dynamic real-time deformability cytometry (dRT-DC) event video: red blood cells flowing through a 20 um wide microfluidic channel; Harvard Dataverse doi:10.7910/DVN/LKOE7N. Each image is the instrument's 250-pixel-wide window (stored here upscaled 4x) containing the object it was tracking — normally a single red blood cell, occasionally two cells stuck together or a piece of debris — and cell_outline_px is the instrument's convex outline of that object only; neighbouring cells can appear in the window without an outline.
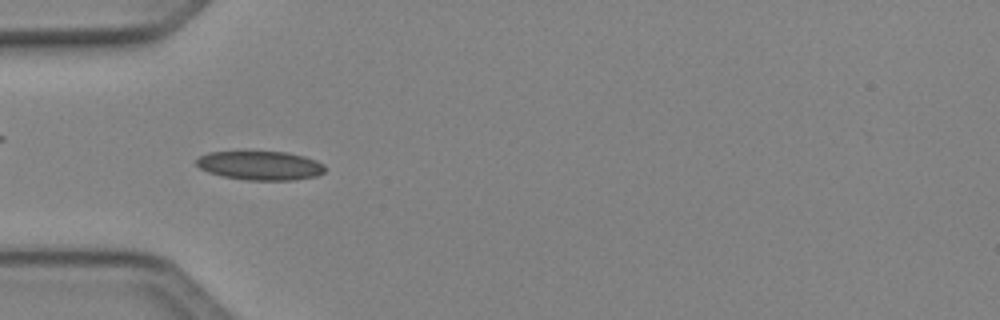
{"species": "Egyptian fruit bat (a non-hibernating species)", "species_latin": "Rousettus aegyptiacus", "temperature_condition": "cold", "stored_images_in_passage": 49, "camera_frame_rate_fps": 3000, "um_per_image_px": 0.085, "animal": {"sex": "female"}, "frame": {"image": 1, "passage_image": 15, "time_ms": 4.667, "image_size_px": [1000, 320], "cell_outline_px": [[324, 172], [316, 176], [296, 180], [244, 180], [224, 176], [208, 172], [200, 168], [196, 164], [196, 160], [200, 156], [208, 152], [284, 152], [304, 156], [316, 160], [324, 164]], "centroid_in_image_um": [22.13, 14.08], "position_along_channel_um": 62.9, "area_um2": 21.62}}
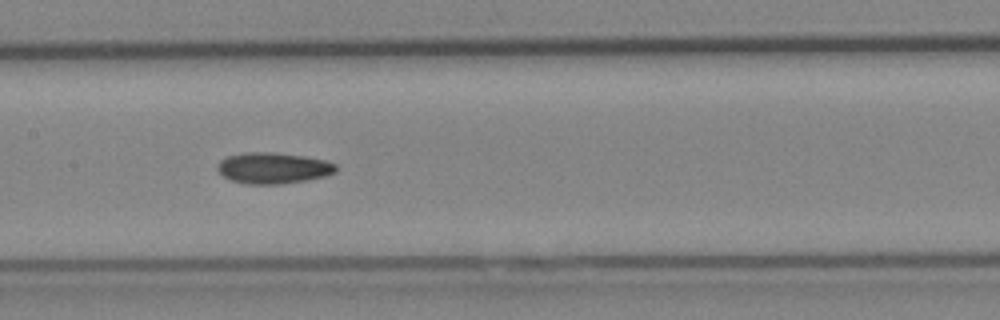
{"frame": {"image": 2, "passage_image": 24, "time_ms": 7.667, "image_size_px": [1000, 320], "cell_outline_px": [[336, 172], [324, 176], [308, 180], [280, 184], [248, 184], [232, 180], [224, 176], [216, 168], [216, 164], [220, 160], [228, 156], [244, 152], [268, 152], [304, 156], [328, 160], [336, 164]], "centroid_in_image_um": [23.23, 14.28], "position_along_channel_um": 184.2, "area_um2": 21.5}}
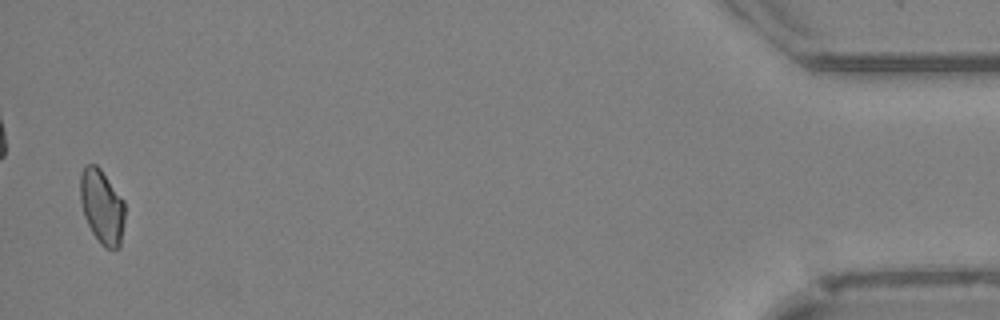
{"frame": {"image": 3, "passage_image": 48, "time_ms": 15.667, "image_size_px": [1000, 320], "cell_outline_px": [[124, 220], [120, 248], [104, 248], [100, 244], [92, 232], [84, 216], [80, 200], [80, 176], [84, 168], [88, 164], [96, 164], [100, 168], [124, 200]], "centroid_in_image_um": [8.67, 17.57], "position_along_channel_um": 426.5, "area_um2": 19.31}, "authors_computed_cell_mechanics": {"area_um2": 19.9988, "velocity_mm_per_s": 4.1064, "shape_relaxation_time_tau1_ms": 7.8596, "shape_relaxation_time_tau2_ms": null, "deformation_change_tau1": 0.1299, "deformation_change_tau2": null}}